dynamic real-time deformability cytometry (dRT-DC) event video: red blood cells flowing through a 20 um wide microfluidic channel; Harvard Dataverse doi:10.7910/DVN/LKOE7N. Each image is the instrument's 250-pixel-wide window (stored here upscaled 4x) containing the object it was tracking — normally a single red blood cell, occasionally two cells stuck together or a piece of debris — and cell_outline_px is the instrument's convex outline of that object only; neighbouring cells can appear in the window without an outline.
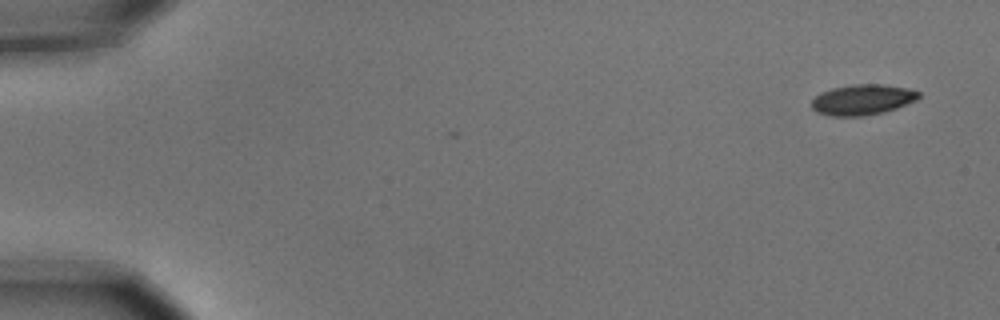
{"species": "common noctule bat (a hibernating species)", "species_latin": "Nyctalus noctula", "temperature_condition": "cold", "stored_images_in_passage": 5, "camera_frame_rate_fps": 3000, "um_per_image_px": 0.085, "animal": {"sex": "male", "body_mass_g": 15.6}, "frame": {"image": 1, "passage_image": 1, "time_ms": 0.0, "image_size_px": [1000, 320], "cell_outline_px": [[920, 96], [916, 100], [896, 108], [884, 112], [864, 116], [832, 116], [816, 112], [812, 108], [812, 100], [820, 92], [832, 88], [852, 84], [884, 84], [908, 88], [920, 92]], "centroid_in_image_um": [73.31, 8.47], "position_along_channel_um": 11.7, "area_um2": 19.13}}
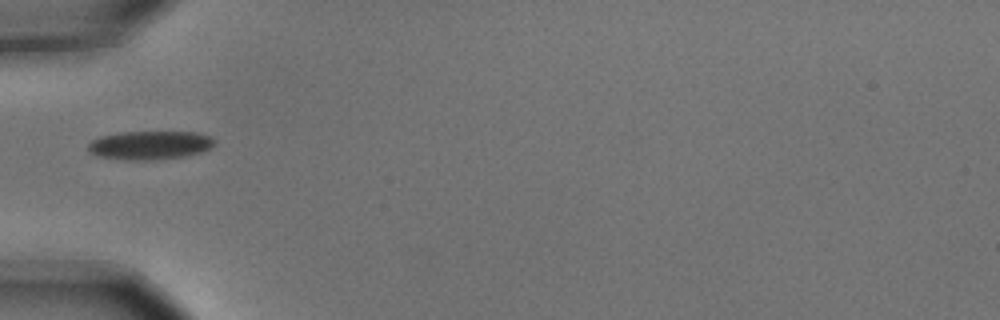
{"frame": {"image": 2, "passage_image": 5, "time_ms": 1.333, "image_size_px": [1000, 320], "cell_outline_px": [[216, 144], [212, 148], [200, 152], [184, 156], [148, 160], [124, 160], [96, 156], [88, 148], [88, 144], [92, 140], [100, 136], [120, 132], [196, 132], [208, 136], [216, 140]], "centroid_in_image_um": [12.74, 12.34], "position_along_channel_um": 72.3, "area_um2": 21.1}}